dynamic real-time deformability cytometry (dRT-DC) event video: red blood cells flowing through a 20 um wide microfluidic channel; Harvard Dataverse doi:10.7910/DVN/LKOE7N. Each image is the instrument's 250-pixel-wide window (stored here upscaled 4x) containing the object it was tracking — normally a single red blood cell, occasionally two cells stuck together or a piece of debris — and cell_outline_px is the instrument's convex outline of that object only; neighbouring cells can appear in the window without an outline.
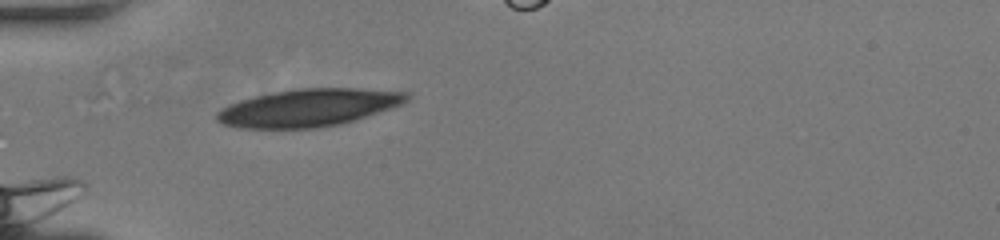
{"species": "human", "species_latin": "Homo sapiens", "temperature_condition": "room temperature", "stored_images_in_passage": 16, "camera_frame_rate_fps": 3000, "um_per_image_px": 0.085, "donor": {"sex": "female"}, "frame": {"image": 1, "passage_image": 1, "time_ms": 0.0, "image_size_px": [1000, 240], "cell_outline_px": [[412, 96], [408, 100], [392, 108], [356, 120], [340, 124], [316, 128], [236, 128], [220, 124], [216, 120], [216, 112], [228, 104], [240, 100], [256, 96], [276, 92], [300, 88], [360, 88], [412, 92]], "centroid_in_image_um": [26.25, 9.16], "position_along_channel_um": 58.8, "area_um2": 41.85}}